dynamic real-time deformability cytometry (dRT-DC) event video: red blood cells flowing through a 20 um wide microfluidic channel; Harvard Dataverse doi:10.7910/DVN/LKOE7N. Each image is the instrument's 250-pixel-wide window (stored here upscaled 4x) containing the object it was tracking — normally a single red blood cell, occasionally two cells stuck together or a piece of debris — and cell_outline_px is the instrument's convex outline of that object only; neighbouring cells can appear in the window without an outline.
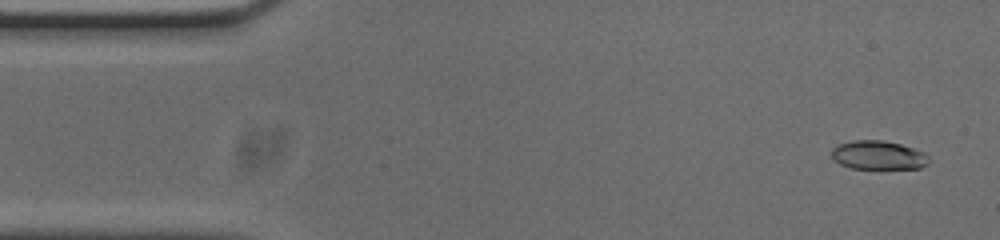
{"species": "common noctule bat (a hibernating species)", "species_latin": "Nyctalus noctula", "temperature_condition": "cold", "stored_images_in_passage": 47, "camera_frame_rate_fps": 3000, "um_per_image_px": 0.085, "animal": {"sex": "male", "body_mass_g": 20.0, "forearm_length_mm": 53.3}, "frame": {"image": 1, "passage_image": 3, "time_ms": 0.667, "image_size_px": [1000, 240], "cell_outline_px": [[932, 160], [928, 164], [920, 168], [852, 168], [840, 164], [832, 156], [832, 148], [840, 144], [852, 140], [884, 140], [900, 144], [924, 152]], "centroid_in_image_um": [74.69, 13.18], "position_along_channel_um": 10.3, "area_um2": 16.24}}
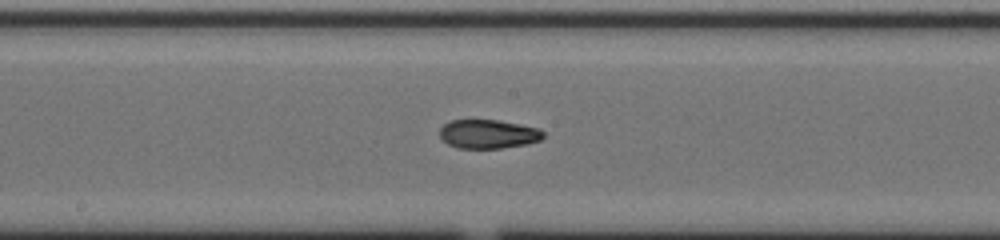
{"frame": {"image": 2, "passage_image": 27, "time_ms": 8.667, "image_size_px": [1000, 240], "cell_outline_px": [[544, 136], [540, 140], [528, 144], [500, 148], [456, 148], [448, 144], [440, 136], [440, 128], [444, 124], [452, 120], [500, 120], [540, 128], [544, 132]], "centroid_in_image_um": [41.52, 11.39], "position_along_channel_um": 206.7, "area_um2": 17.51}}
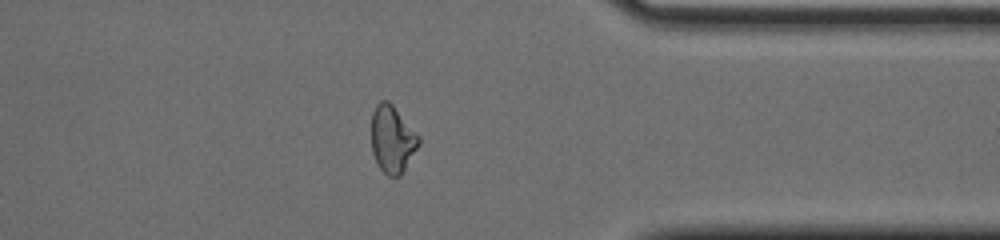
{"frame": {"image": 3, "passage_image": 42, "time_ms": 13.667, "image_size_px": [1000, 240], "cell_outline_px": [[420, 144], [400, 176], [388, 176], [380, 168], [372, 152], [372, 112], [376, 104], [380, 100], [388, 100], [392, 104], [420, 136]], "centroid_in_image_um": [33.35, 11.81], "position_along_channel_um": 378.0, "area_um2": 18.5}, "authors_computed_cell_mechanics": {"area_um2": 17.6868, "velocity_mm_per_s": 3.7249, "shape_relaxation_time_tau1_ms": 10.1403, "shape_relaxation_time_tau2_ms": 3.9525, "deformation_change_tau1": 0.2692, "deformation_change_tau2": 0.0955}}